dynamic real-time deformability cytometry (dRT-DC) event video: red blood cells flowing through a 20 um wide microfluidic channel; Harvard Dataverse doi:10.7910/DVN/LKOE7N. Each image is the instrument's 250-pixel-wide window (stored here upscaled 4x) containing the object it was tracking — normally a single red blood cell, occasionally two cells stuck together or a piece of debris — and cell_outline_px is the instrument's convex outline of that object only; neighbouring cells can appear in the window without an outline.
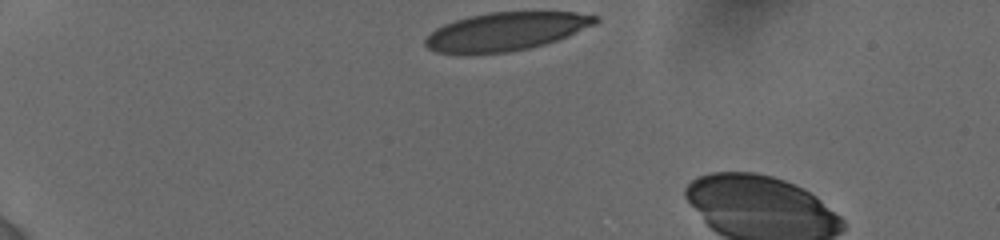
{"species": "human", "species_latin": "Homo sapiens", "temperature_condition": "cold", "stored_images_in_passage": 30, "camera_frame_rate_fps": 3000, "um_per_image_px": 0.085, "donor": {"sex": "female"}, "frame": {"image": 1, "passage_image": 1, "time_ms": 0.0, "image_size_px": [1000, 240], "cell_outline_px": [[600, 20], [596, 24], [568, 36], [544, 44], [528, 48], [508, 52], [436, 52], [428, 48], [424, 44], [424, 40], [436, 28], [444, 24], [468, 16], [488, 12], [576, 12], [600, 16]], "centroid_in_image_um": [43.06, 2.64], "position_along_channel_um": 41.9, "area_um2": 37.45}}
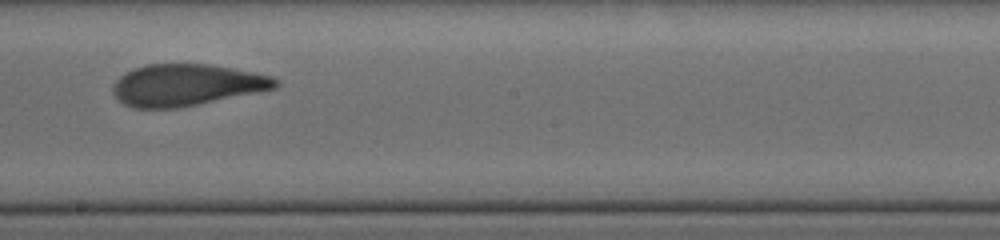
{"frame": {"image": 2, "passage_image": 19, "time_ms": 6.667, "image_size_px": [1000, 240], "cell_outline_px": [[280, 84], [276, 88], [176, 108], [132, 108], [124, 104], [112, 92], [112, 84], [120, 76], [132, 68], [144, 64], [208, 64], [232, 68], [272, 76], [280, 80]], "centroid_in_image_um": [15.82, 7.21], "position_along_channel_um": 232.4, "area_um2": 39.3}}
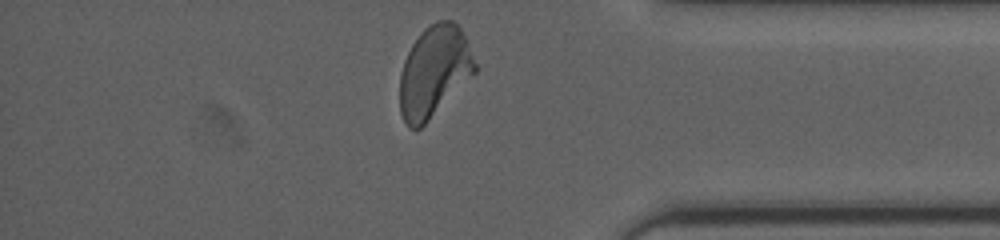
{"frame": {"image": 3, "passage_image": 30, "time_ms": 11.333, "image_size_px": [1000, 240], "cell_outline_px": [[476, 72], [420, 128], [408, 128], [404, 124], [400, 112], [400, 72], [404, 60], [412, 44], [424, 28], [436, 20], [452, 20], [460, 28], [468, 40], [476, 64]], "centroid_in_image_um": [36.89, 6.06], "position_along_channel_um": 398.3, "area_um2": 39.82}, "authors_computed_cell_mechanics": {"area_um2": 40.4311, "velocity_mm_per_s": 3.8375, "shape_relaxation_time_tau1_ms": 8.4893, "shape_relaxation_time_tau2_ms": 1.1736, "deformation_change_tau1": 0.2387, "deformation_change_tau2": 0.0826}}